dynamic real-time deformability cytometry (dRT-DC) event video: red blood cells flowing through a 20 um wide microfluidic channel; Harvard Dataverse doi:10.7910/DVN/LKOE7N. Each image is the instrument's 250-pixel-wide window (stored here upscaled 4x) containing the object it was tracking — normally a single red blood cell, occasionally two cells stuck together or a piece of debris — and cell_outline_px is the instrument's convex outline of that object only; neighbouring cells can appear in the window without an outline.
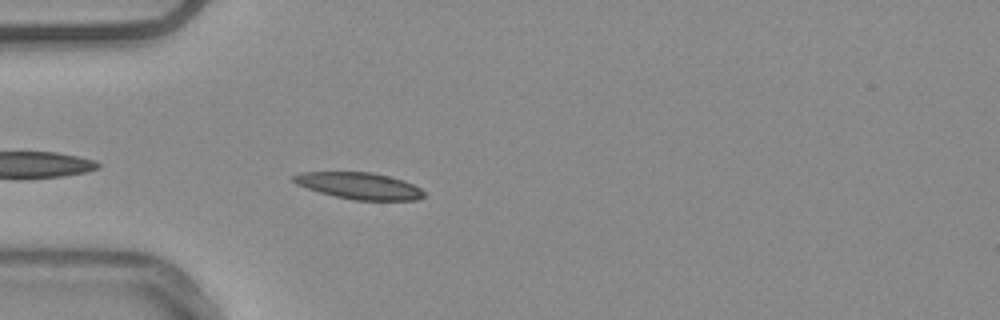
{"species": "common noctule bat (a hibernating species)", "species_latin": "Nyctalus noctula", "temperature_condition": "warm", "stored_images_in_passage": 13, "camera_frame_rate_fps": 3000, "um_per_image_px": 0.085, "animal": {"sex": "male", "body_mass_g": 20.4}, "frame": {"image": 1, "passage_image": 3, "time_ms": 0.667, "image_size_px": [1000, 320], "cell_outline_px": [[424, 196], [416, 200], [352, 200], [320, 192], [296, 184], [288, 176], [300, 172], [372, 172], [404, 180], [420, 188], [424, 192]], "centroid_in_image_um": [30.5, 15.78], "position_along_channel_um": 54.5, "area_um2": 20.23}}